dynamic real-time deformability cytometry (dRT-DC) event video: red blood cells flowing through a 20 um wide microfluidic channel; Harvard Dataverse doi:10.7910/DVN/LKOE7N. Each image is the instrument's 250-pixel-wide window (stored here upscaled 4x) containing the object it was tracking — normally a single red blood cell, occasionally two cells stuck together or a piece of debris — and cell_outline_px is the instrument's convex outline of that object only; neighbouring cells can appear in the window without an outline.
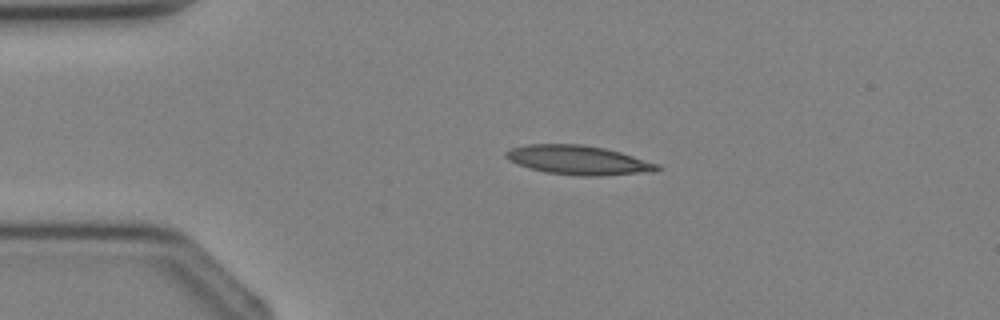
{"species": "Egyptian fruit bat (a non-hibernating species)", "species_latin": "Rousettus aegyptiacus", "temperature_condition": "cold", "stored_images_in_passage": 5, "camera_frame_rate_fps": 3000, "um_per_image_px": 0.085, "animal": {"sex": "female"}, "frame": {"image": 1, "passage_image": 5, "time_ms": 4.333, "image_size_px": [1000, 320], "cell_outline_px": [[664, 168], [656, 172], [600, 176], [580, 176], [548, 172], [516, 164], [508, 160], [504, 156], [504, 152], [512, 148], [528, 144], [584, 144], [604, 148], [620, 152], [660, 164]], "centroid_in_image_um": [49.22, 13.61], "position_along_channel_um": 35.8, "area_um2": 25.95}}